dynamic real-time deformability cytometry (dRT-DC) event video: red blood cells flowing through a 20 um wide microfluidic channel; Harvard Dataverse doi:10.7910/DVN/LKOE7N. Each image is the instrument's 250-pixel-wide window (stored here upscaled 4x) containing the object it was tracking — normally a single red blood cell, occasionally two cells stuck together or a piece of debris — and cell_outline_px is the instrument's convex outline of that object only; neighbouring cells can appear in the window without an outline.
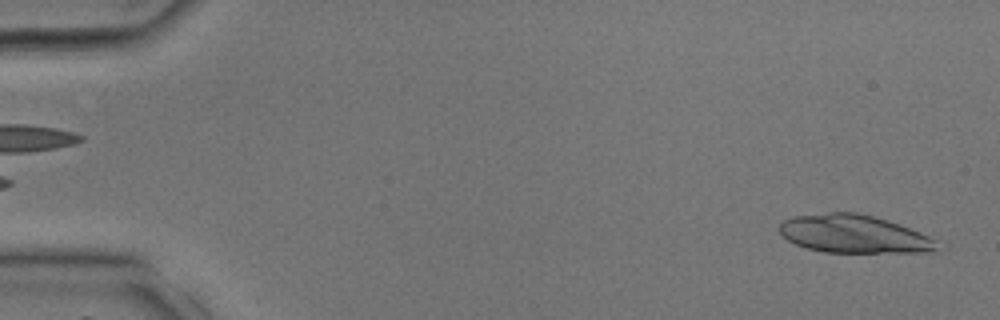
{"species": "common noctule bat (a hibernating species)", "species_latin": "Nyctalus noctula", "temperature_condition": "room temperature", "stored_images_in_passage": 10, "camera_frame_rate_fps": 3000, "um_per_image_px": 0.085, "animal": {"sex": "male", "body_mass_g": 17.9, "forearm_length_mm": 54.2}, "frame": {"image": 1, "passage_image": 1, "time_ms": 0.0, "image_size_px": [1000, 320], "cell_outline_px": [[940, 252], [824, 252], [804, 248], [788, 240], [780, 232], [780, 224], [784, 220], [792, 216], [828, 212], [856, 212], [888, 220], [900, 224], [928, 236], [932, 240]], "centroid_in_image_um": [72.54, 19.89], "position_along_channel_um": 12.5, "area_um2": 34.8}}